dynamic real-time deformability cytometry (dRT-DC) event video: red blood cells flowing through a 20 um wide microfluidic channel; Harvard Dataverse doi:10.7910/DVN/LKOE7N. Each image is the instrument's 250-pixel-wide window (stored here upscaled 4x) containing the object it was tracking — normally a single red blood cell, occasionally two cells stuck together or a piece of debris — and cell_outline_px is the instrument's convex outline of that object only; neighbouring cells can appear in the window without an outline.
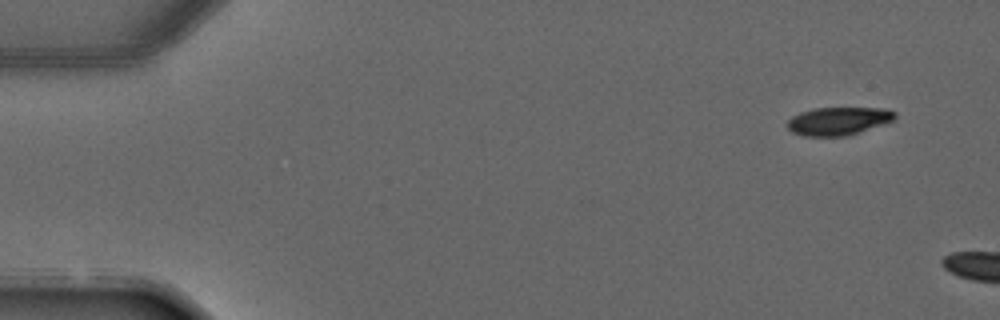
{"species": "common noctule bat (a hibernating species)", "species_latin": "Nyctalus noctula", "temperature_condition": "warm", "stored_images_in_passage": 2, "camera_frame_rate_fps": 3000, "um_per_image_px": 0.085, "animal": {"sex": "male", "forearm_length_mm": 52.5}, "frame": {"image": 1, "passage_image": 1, "time_ms": 0.0, "image_size_px": [1000, 320], "cell_outline_px": [[896, 116], [892, 120], [848, 136], [804, 136], [792, 132], [788, 128], [788, 120], [792, 116], [800, 112], [812, 108], [884, 108], [896, 112]], "centroid_in_image_um": [71.23, 10.28], "position_along_channel_um": 13.8, "area_um2": 17.46}}